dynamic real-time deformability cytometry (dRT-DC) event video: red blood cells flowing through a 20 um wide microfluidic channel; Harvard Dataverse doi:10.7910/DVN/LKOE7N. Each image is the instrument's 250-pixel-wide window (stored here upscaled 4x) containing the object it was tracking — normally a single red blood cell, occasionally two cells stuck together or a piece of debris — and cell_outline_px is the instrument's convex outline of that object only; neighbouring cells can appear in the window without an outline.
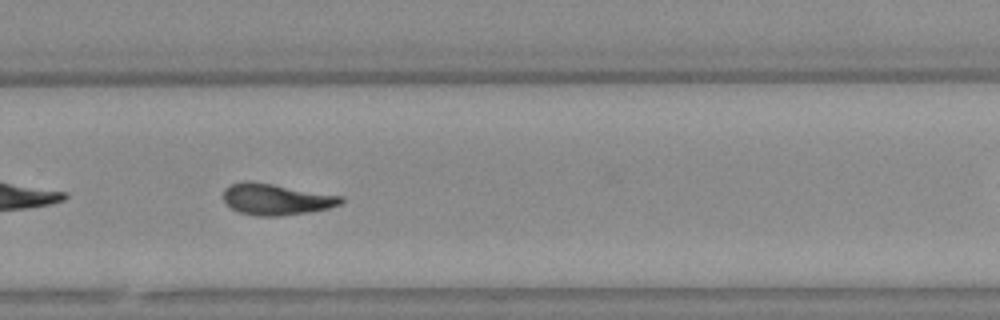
{"species": "Egyptian fruit bat (a non-hibernating species)", "species_latin": "Rousettus aegyptiacus", "temperature_condition": "warm", "stored_images_in_passage": 39, "camera_frame_rate_fps": 3000, "um_per_image_px": 0.085, "animal": {"sex": "female"}, "frame": {"image": 1, "passage_image": 23, "time_ms": 7.333, "image_size_px": [1000, 320], "cell_outline_px": [[344, 200], [340, 204], [328, 208], [308, 212], [280, 216], [256, 216], [240, 212], [232, 208], [224, 200], [224, 188], [232, 184], [244, 180], [248, 180], [344, 196]], "centroid_in_image_um": [23.48, 16.93], "position_along_channel_um": 306.3, "area_um2": 21.33}, "authors_computed_cell_mechanics": {"area_um2": 20.9236, "velocity_mm_per_s": 3.7448, "shape_relaxation_time_tau1_ms": 6.2919, "shape_relaxation_time_tau2_ms": 4.4118, "deformation_change_tau1": 0.2002, "deformation_change_tau2": 0.1348}}